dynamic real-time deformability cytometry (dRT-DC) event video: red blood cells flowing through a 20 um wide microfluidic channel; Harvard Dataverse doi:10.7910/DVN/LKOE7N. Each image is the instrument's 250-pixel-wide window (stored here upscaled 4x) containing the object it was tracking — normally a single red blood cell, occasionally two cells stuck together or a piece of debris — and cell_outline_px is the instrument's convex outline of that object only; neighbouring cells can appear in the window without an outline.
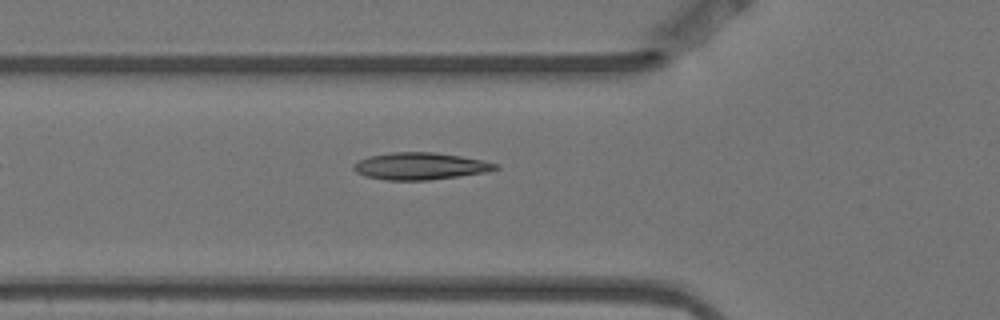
{"species": "Egyptian fruit bat (a non-hibernating species)", "species_latin": "Rousettus aegyptiacus", "temperature_condition": "warm", "stored_images_in_passage": 5, "camera_frame_rate_fps": 3000, "um_per_image_px": 0.085, "animal": {"sex": "female"}, "frame": {"image": 1, "passage_image": 5, "time_ms": 1.333, "image_size_px": [1000, 320], "cell_outline_px": [[500, 168], [484, 172], [428, 180], [388, 180], [368, 176], [356, 172], [352, 168], [352, 164], [368, 156], [392, 152], [432, 152], [460, 156], [484, 160], [500, 164]], "centroid_in_image_um": [35.72, 14.11], "position_along_channel_um": 90.1, "area_um2": 22.2}}